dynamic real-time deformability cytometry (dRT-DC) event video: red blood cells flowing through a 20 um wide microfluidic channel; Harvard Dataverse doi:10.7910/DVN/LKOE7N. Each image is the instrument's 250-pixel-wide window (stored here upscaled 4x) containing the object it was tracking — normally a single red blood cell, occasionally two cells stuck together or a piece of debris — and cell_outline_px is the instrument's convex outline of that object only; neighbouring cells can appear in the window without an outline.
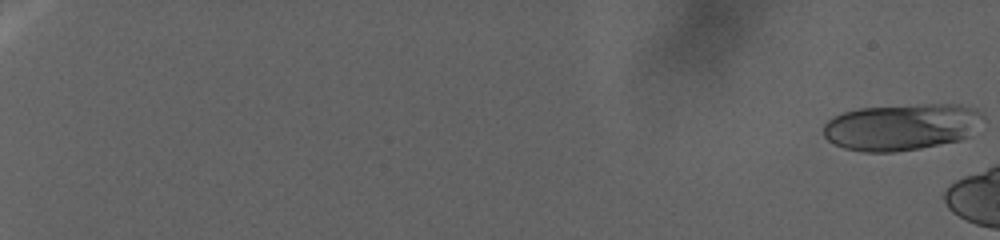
{"species": "human", "species_latin": "Homo sapiens", "temperature_condition": "warm", "stored_images_in_passage": 24, "camera_frame_rate_fps": 3000, "um_per_image_px": 0.085, "donor": {"sex": "female"}, "frame": {"image": 1, "passage_image": 1, "time_ms": 0.0, "image_size_px": [1000, 240], "cell_outline_px": [[984, 120], [968, 136], [960, 140], [920, 148], [892, 152], [864, 152], [844, 148], [828, 140], [824, 136], [824, 124], [832, 116], [844, 112], [860, 108], [924, 104], [960, 104], [976, 108], [984, 112]], "centroid_in_image_um": [76.67, 10.78], "position_along_channel_um": 8.3, "area_um2": 43.58}}